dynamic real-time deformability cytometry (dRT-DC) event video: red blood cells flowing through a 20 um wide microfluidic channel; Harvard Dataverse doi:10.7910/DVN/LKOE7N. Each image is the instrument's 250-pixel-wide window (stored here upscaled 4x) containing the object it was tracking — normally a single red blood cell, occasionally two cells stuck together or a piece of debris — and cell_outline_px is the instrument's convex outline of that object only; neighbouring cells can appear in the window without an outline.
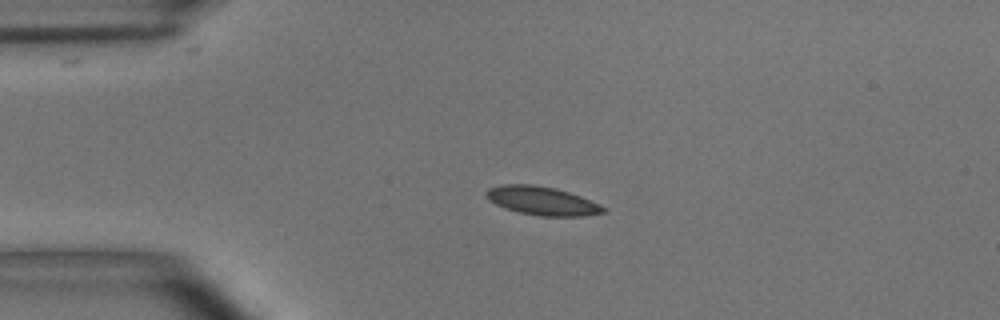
{"species": "common noctule bat (a hibernating species)", "species_latin": "Nyctalus noctula", "temperature_condition": "room temperature", "stored_images_in_passage": 3, "camera_frame_rate_fps": 3000, "um_per_image_px": 0.085, "animal": {"sex": "male", "body_mass_g": 15.6}, "frame": {"image": 1, "passage_image": 3, "time_ms": 0.667, "image_size_px": [1000, 320], "cell_outline_px": [[608, 208], [604, 212], [584, 216], [540, 216], [520, 212], [504, 208], [488, 200], [484, 196], [484, 192], [488, 188], [500, 184], [536, 184], [556, 188], [580, 196], [600, 204]], "centroid_in_image_um": [46.04, 17.06], "position_along_channel_um": 39.0, "area_um2": 19.71}}